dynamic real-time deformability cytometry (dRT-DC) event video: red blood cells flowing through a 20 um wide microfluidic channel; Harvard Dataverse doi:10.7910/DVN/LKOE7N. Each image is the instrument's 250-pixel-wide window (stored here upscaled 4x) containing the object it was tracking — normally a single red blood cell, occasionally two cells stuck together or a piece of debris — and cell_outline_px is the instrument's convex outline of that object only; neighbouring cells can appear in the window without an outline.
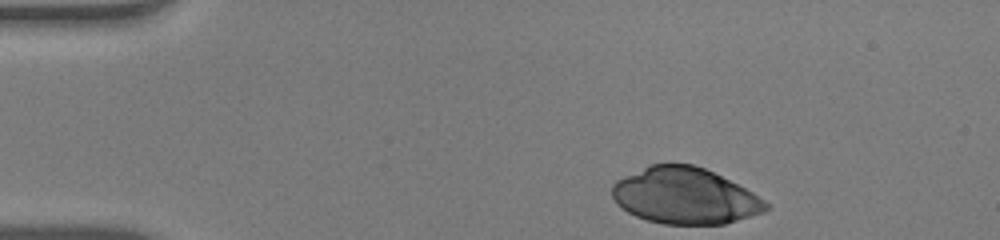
{"species": "human", "species_latin": "Homo sapiens", "temperature_condition": "warm", "stored_images_in_passage": 36, "camera_frame_rate_fps": 3000, "um_per_image_px": 0.085, "donor": {"sex": "male"}, "frame": {"image": 1, "passage_image": 1, "time_ms": 0.0, "image_size_px": [1000, 240], "cell_outline_px": [[772, 208], [764, 212], [724, 224], [664, 224], [648, 220], [636, 216], [628, 212], [616, 204], [612, 196], [612, 184], [616, 180], [648, 164], [692, 164], [704, 168], [752, 192], [764, 200]], "centroid_in_image_um": [58.19, 16.65], "position_along_channel_um": 26.8, "area_um2": 50.23}}